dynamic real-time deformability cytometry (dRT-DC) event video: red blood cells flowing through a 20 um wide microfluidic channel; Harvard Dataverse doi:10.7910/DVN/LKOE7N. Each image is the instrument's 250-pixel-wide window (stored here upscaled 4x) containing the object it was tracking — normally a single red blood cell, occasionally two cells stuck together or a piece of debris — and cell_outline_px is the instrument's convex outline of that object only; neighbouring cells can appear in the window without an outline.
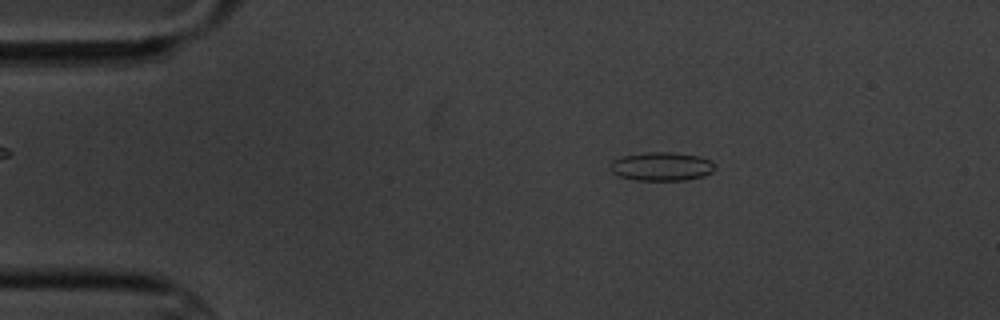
{"species": "common noctule bat (a hibernating species)", "species_latin": "Nyctalus noctula", "temperature_condition": "cold", "stored_images_in_passage": 5, "camera_frame_rate_fps": 3000, "um_per_image_px": 0.085, "animal": {"sex": "male", "body_mass_g": 20.1, "forearm_length_mm": 53.5}, "frame": {"image": 1, "passage_image": 2, "time_ms": 2.333, "image_size_px": [1000, 320], "cell_outline_px": [[716, 168], [712, 172], [704, 176], [688, 180], [636, 180], [620, 176], [612, 172], [608, 164], [612, 160], [624, 156], [644, 152], [676, 152], [700, 156], [712, 160]], "centroid_in_image_um": [56.26, 14.14], "position_along_channel_um": 28.7, "area_um2": 17.74}}
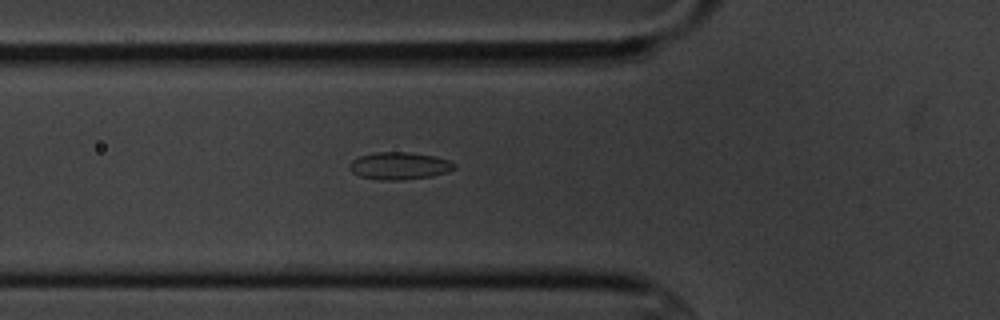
{"frame": {"image": 2, "passage_image": 5, "time_ms": 5.667, "image_size_px": [1000, 320], "cell_outline_px": [[456, 168], [448, 172], [432, 176], [400, 180], [380, 180], [360, 176], [352, 172], [348, 168], [348, 164], [352, 160], [360, 156], [376, 152], [408, 152], [436, 156], [448, 160], [456, 164]], "centroid_in_image_um": [33.95, 14.09], "position_along_channel_um": 91.9, "area_um2": 16.82}}